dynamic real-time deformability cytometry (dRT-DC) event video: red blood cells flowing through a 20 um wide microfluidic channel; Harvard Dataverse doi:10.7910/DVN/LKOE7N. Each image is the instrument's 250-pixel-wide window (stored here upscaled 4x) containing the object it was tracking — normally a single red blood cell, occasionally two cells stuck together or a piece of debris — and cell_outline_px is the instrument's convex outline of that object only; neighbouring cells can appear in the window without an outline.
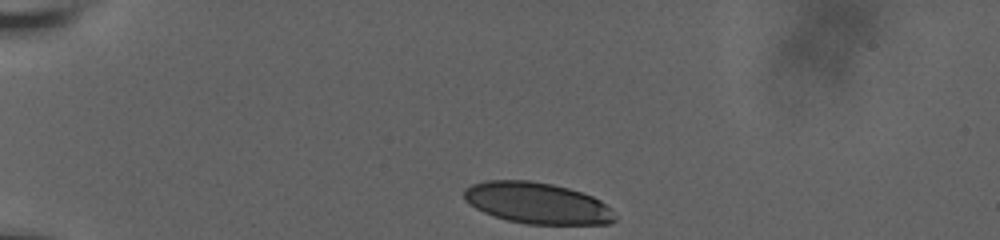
{"species": "human", "species_latin": "Homo sapiens", "temperature_condition": "room temperature", "stored_images_in_passage": 47, "camera_frame_rate_fps": 3000, "um_per_image_px": 0.085, "donor": {"sex": "male"}, "frame": {"image": 1, "passage_image": 1, "time_ms": 0.0, "image_size_px": [1000, 240], "cell_outline_px": [[616, 220], [608, 224], [524, 224], [508, 220], [484, 212], [476, 208], [464, 200], [464, 188], [472, 184], [484, 180], [528, 180], [552, 184], [568, 188], [592, 196], [600, 200], [612, 208], [616, 216]], "centroid_in_image_um": [45.67, 17.26], "position_along_channel_um": 39.3, "area_um2": 36.36}}
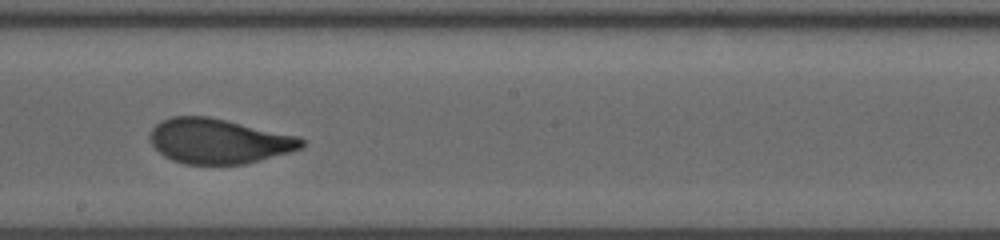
{"frame": {"image": 2, "passage_image": 27, "time_ms": 6.667, "image_size_px": [1000, 240], "cell_outline_px": [[304, 144], [300, 148], [292, 152], [244, 164], [184, 164], [172, 160], [164, 156], [152, 144], [148, 136], [152, 128], [160, 120], [172, 116], [208, 116], [228, 120], [300, 136], [304, 140]], "centroid_in_image_um": [18.59, 11.98], "position_along_channel_um": 229.6, "area_um2": 40.0}}
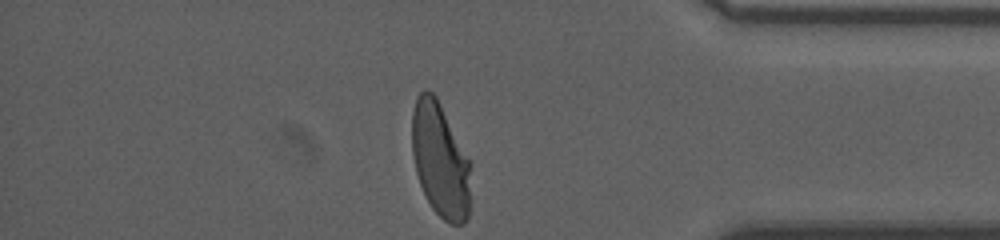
{"frame": {"image": 3, "passage_image": 46, "time_ms": 11.667, "image_size_px": [1000, 240], "cell_outline_px": [[472, 164], [468, 216], [464, 224], [448, 224], [432, 208], [420, 184], [416, 172], [412, 156], [412, 112], [416, 96], [424, 88], [432, 92], [436, 96], [472, 160]], "centroid_in_image_um": [37.45, 13.58], "position_along_channel_um": 397.8, "area_um2": 40.06}, "authors_computed_cell_mechanics": {"area_um2": 39.6508, "velocity_mm_per_s": 3.7648, "shape_relaxation_time_tau1_ms": 4.559, "shape_relaxation_time_tau2_ms": null, "deformation_change_tau1": 0.1686, "deformation_change_tau2": null}}